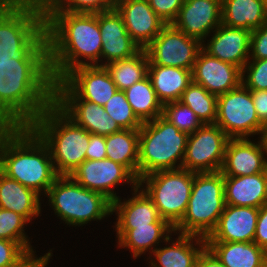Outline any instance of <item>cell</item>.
<instances>
[{
	"label": "cell",
	"instance_id": "6da1fadb",
	"mask_svg": "<svg viewBox=\"0 0 267 267\" xmlns=\"http://www.w3.org/2000/svg\"><path fill=\"white\" fill-rule=\"evenodd\" d=\"M44 25L54 82L76 67L97 65L102 48L98 13L44 11ZM81 56L90 63L78 60Z\"/></svg>",
	"mask_w": 267,
	"mask_h": 267
},
{
	"label": "cell",
	"instance_id": "7a4b0ae2",
	"mask_svg": "<svg viewBox=\"0 0 267 267\" xmlns=\"http://www.w3.org/2000/svg\"><path fill=\"white\" fill-rule=\"evenodd\" d=\"M53 102L49 60L0 62V118L29 126Z\"/></svg>",
	"mask_w": 267,
	"mask_h": 267
},
{
	"label": "cell",
	"instance_id": "3957f363",
	"mask_svg": "<svg viewBox=\"0 0 267 267\" xmlns=\"http://www.w3.org/2000/svg\"><path fill=\"white\" fill-rule=\"evenodd\" d=\"M49 60L44 8L0 1V62Z\"/></svg>",
	"mask_w": 267,
	"mask_h": 267
},
{
	"label": "cell",
	"instance_id": "277c9868",
	"mask_svg": "<svg viewBox=\"0 0 267 267\" xmlns=\"http://www.w3.org/2000/svg\"><path fill=\"white\" fill-rule=\"evenodd\" d=\"M1 172L39 195L42 190L47 194L59 176L48 146L30 126H22L8 141Z\"/></svg>",
	"mask_w": 267,
	"mask_h": 267
},
{
	"label": "cell",
	"instance_id": "5b68a950",
	"mask_svg": "<svg viewBox=\"0 0 267 267\" xmlns=\"http://www.w3.org/2000/svg\"><path fill=\"white\" fill-rule=\"evenodd\" d=\"M29 126L48 146L58 175H70L86 160L91 134L77 125L54 102Z\"/></svg>",
	"mask_w": 267,
	"mask_h": 267
},
{
	"label": "cell",
	"instance_id": "8992f818",
	"mask_svg": "<svg viewBox=\"0 0 267 267\" xmlns=\"http://www.w3.org/2000/svg\"><path fill=\"white\" fill-rule=\"evenodd\" d=\"M188 136L163 116L142 123L139 129L138 180L155 171L181 169Z\"/></svg>",
	"mask_w": 267,
	"mask_h": 267
},
{
	"label": "cell",
	"instance_id": "52a82bcc",
	"mask_svg": "<svg viewBox=\"0 0 267 267\" xmlns=\"http://www.w3.org/2000/svg\"><path fill=\"white\" fill-rule=\"evenodd\" d=\"M225 205L223 174L194 173L187 210L174 231L207 238L216 228Z\"/></svg>",
	"mask_w": 267,
	"mask_h": 267
},
{
	"label": "cell",
	"instance_id": "ba28073f",
	"mask_svg": "<svg viewBox=\"0 0 267 267\" xmlns=\"http://www.w3.org/2000/svg\"><path fill=\"white\" fill-rule=\"evenodd\" d=\"M46 195L55 214L67 224H87L112 213V202L107 197L84 188L70 175H59Z\"/></svg>",
	"mask_w": 267,
	"mask_h": 267
},
{
	"label": "cell",
	"instance_id": "9c48e42d",
	"mask_svg": "<svg viewBox=\"0 0 267 267\" xmlns=\"http://www.w3.org/2000/svg\"><path fill=\"white\" fill-rule=\"evenodd\" d=\"M194 181V172L185 169L160 170L141 177L138 185L146 182V194L152 199L162 219L173 228L187 210Z\"/></svg>",
	"mask_w": 267,
	"mask_h": 267
},
{
	"label": "cell",
	"instance_id": "30bf717a",
	"mask_svg": "<svg viewBox=\"0 0 267 267\" xmlns=\"http://www.w3.org/2000/svg\"><path fill=\"white\" fill-rule=\"evenodd\" d=\"M117 90L105 66L84 65L54 82V99H83L104 106Z\"/></svg>",
	"mask_w": 267,
	"mask_h": 267
},
{
	"label": "cell",
	"instance_id": "8fae6325",
	"mask_svg": "<svg viewBox=\"0 0 267 267\" xmlns=\"http://www.w3.org/2000/svg\"><path fill=\"white\" fill-rule=\"evenodd\" d=\"M215 124L230 139L248 138L256 133L263 137L265 131L254 108L251 91L242 83L231 91L218 95Z\"/></svg>",
	"mask_w": 267,
	"mask_h": 267
},
{
	"label": "cell",
	"instance_id": "7c38bea8",
	"mask_svg": "<svg viewBox=\"0 0 267 267\" xmlns=\"http://www.w3.org/2000/svg\"><path fill=\"white\" fill-rule=\"evenodd\" d=\"M229 139L216 124H204L188 136L182 169L194 173L220 171Z\"/></svg>",
	"mask_w": 267,
	"mask_h": 267
},
{
	"label": "cell",
	"instance_id": "4fadbf2b",
	"mask_svg": "<svg viewBox=\"0 0 267 267\" xmlns=\"http://www.w3.org/2000/svg\"><path fill=\"white\" fill-rule=\"evenodd\" d=\"M202 47V41L187 36L172 24H168L144 50L149 59L148 65L171 66L192 71Z\"/></svg>",
	"mask_w": 267,
	"mask_h": 267
},
{
	"label": "cell",
	"instance_id": "5bb4252c",
	"mask_svg": "<svg viewBox=\"0 0 267 267\" xmlns=\"http://www.w3.org/2000/svg\"><path fill=\"white\" fill-rule=\"evenodd\" d=\"M70 176L84 188L101 193L112 203L118 197L111 187L123 180L138 185V180L123 165L107 158L85 160Z\"/></svg>",
	"mask_w": 267,
	"mask_h": 267
},
{
	"label": "cell",
	"instance_id": "9a60e30c",
	"mask_svg": "<svg viewBox=\"0 0 267 267\" xmlns=\"http://www.w3.org/2000/svg\"><path fill=\"white\" fill-rule=\"evenodd\" d=\"M265 153L267 154V148L262 136L258 144L247 138L229 139L220 172L223 176H246L267 172Z\"/></svg>",
	"mask_w": 267,
	"mask_h": 267
},
{
	"label": "cell",
	"instance_id": "2e32d148",
	"mask_svg": "<svg viewBox=\"0 0 267 267\" xmlns=\"http://www.w3.org/2000/svg\"><path fill=\"white\" fill-rule=\"evenodd\" d=\"M242 70L228 62L214 58L201 50L192 70V81L209 93L221 95L238 87Z\"/></svg>",
	"mask_w": 267,
	"mask_h": 267
},
{
	"label": "cell",
	"instance_id": "e0dca14e",
	"mask_svg": "<svg viewBox=\"0 0 267 267\" xmlns=\"http://www.w3.org/2000/svg\"><path fill=\"white\" fill-rule=\"evenodd\" d=\"M121 15L130 37L145 49L166 26L147 0H125L114 7Z\"/></svg>",
	"mask_w": 267,
	"mask_h": 267
},
{
	"label": "cell",
	"instance_id": "ac0fdd59",
	"mask_svg": "<svg viewBox=\"0 0 267 267\" xmlns=\"http://www.w3.org/2000/svg\"><path fill=\"white\" fill-rule=\"evenodd\" d=\"M221 23V0H184L172 25L187 36L203 41Z\"/></svg>",
	"mask_w": 267,
	"mask_h": 267
},
{
	"label": "cell",
	"instance_id": "d6986e66",
	"mask_svg": "<svg viewBox=\"0 0 267 267\" xmlns=\"http://www.w3.org/2000/svg\"><path fill=\"white\" fill-rule=\"evenodd\" d=\"M259 208L226 204L216 228L206 241L253 242Z\"/></svg>",
	"mask_w": 267,
	"mask_h": 267
},
{
	"label": "cell",
	"instance_id": "ffe728a7",
	"mask_svg": "<svg viewBox=\"0 0 267 267\" xmlns=\"http://www.w3.org/2000/svg\"><path fill=\"white\" fill-rule=\"evenodd\" d=\"M216 29L207 48L204 46L202 50L208 55L233 64L242 70L250 58L251 31L243 28H231L222 23Z\"/></svg>",
	"mask_w": 267,
	"mask_h": 267
},
{
	"label": "cell",
	"instance_id": "44dd1931",
	"mask_svg": "<svg viewBox=\"0 0 267 267\" xmlns=\"http://www.w3.org/2000/svg\"><path fill=\"white\" fill-rule=\"evenodd\" d=\"M54 103L90 134L108 136L121 130L120 126L109 117L104 106L83 99H54Z\"/></svg>",
	"mask_w": 267,
	"mask_h": 267
},
{
	"label": "cell",
	"instance_id": "7402d4cb",
	"mask_svg": "<svg viewBox=\"0 0 267 267\" xmlns=\"http://www.w3.org/2000/svg\"><path fill=\"white\" fill-rule=\"evenodd\" d=\"M225 204L260 208L267 204V172L224 176Z\"/></svg>",
	"mask_w": 267,
	"mask_h": 267
},
{
	"label": "cell",
	"instance_id": "603a6c76",
	"mask_svg": "<svg viewBox=\"0 0 267 267\" xmlns=\"http://www.w3.org/2000/svg\"><path fill=\"white\" fill-rule=\"evenodd\" d=\"M133 188L135 197L124 203L118 198L112 203V212L116 211L118 214L116 229H134L149 226L151 223H168L160 217L157 207L144 189L136 195L140 186Z\"/></svg>",
	"mask_w": 267,
	"mask_h": 267
},
{
	"label": "cell",
	"instance_id": "cb8c5ba5",
	"mask_svg": "<svg viewBox=\"0 0 267 267\" xmlns=\"http://www.w3.org/2000/svg\"><path fill=\"white\" fill-rule=\"evenodd\" d=\"M225 267H267V252L254 242L206 241Z\"/></svg>",
	"mask_w": 267,
	"mask_h": 267
},
{
	"label": "cell",
	"instance_id": "d4e9b609",
	"mask_svg": "<svg viewBox=\"0 0 267 267\" xmlns=\"http://www.w3.org/2000/svg\"><path fill=\"white\" fill-rule=\"evenodd\" d=\"M148 77L159 101L164 105L179 101L192 82V71L171 66L148 65Z\"/></svg>",
	"mask_w": 267,
	"mask_h": 267
},
{
	"label": "cell",
	"instance_id": "484cf974",
	"mask_svg": "<svg viewBox=\"0 0 267 267\" xmlns=\"http://www.w3.org/2000/svg\"><path fill=\"white\" fill-rule=\"evenodd\" d=\"M222 24L249 31L267 21V5L262 0H221Z\"/></svg>",
	"mask_w": 267,
	"mask_h": 267
},
{
	"label": "cell",
	"instance_id": "4316f807",
	"mask_svg": "<svg viewBox=\"0 0 267 267\" xmlns=\"http://www.w3.org/2000/svg\"><path fill=\"white\" fill-rule=\"evenodd\" d=\"M39 194L0 171V208L22 215L27 221L40 213Z\"/></svg>",
	"mask_w": 267,
	"mask_h": 267
},
{
	"label": "cell",
	"instance_id": "83f0119b",
	"mask_svg": "<svg viewBox=\"0 0 267 267\" xmlns=\"http://www.w3.org/2000/svg\"><path fill=\"white\" fill-rule=\"evenodd\" d=\"M189 234H180L176 243H172L170 247H164L162 249L152 250L153 254L156 256V261L150 262L152 267H195L196 261L199 254L206 247V240L204 237ZM197 239L196 244L199 243L200 248L193 247L190 242L192 239ZM158 265V266H157Z\"/></svg>",
	"mask_w": 267,
	"mask_h": 267
},
{
	"label": "cell",
	"instance_id": "f1b7e54d",
	"mask_svg": "<svg viewBox=\"0 0 267 267\" xmlns=\"http://www.w3.org/2000/svg\"><path fill=\"white\" fill-rule=\"evenodd\" d=\"M139 129H121L106 136V158L123 165L138 180Z\"/></svg>",
	"mask_w": 267,
	"mask_h": 267
},
{
	"label": "cell",
	"instance_id": "f546056e",
	"mask_svg": "<svg viewBox=\"0 0 267 267\" xmlns=\"http://www.w3.org/2000/svg\"><path fill=\"white\" fill-rule=\"evenodd\" d=\"M124 93L134 114L142 123L162 116L163 104L157 98L148 76L125 89Z\"/></svg>",
	"mask_w": 267,
	"mask_h": 267
},
{
	"label": "cell",
	"instance_id": "4dcf8cb0",
	"mask_svg": "<svg viewBox=\"0 0 267 267\" xmlns=\"http://www.w3.org/2000/svg\"><path fill=\"white\" fill-rule=\"evenodd\" d=\"M148 63L147 53L141 49L132 57L99 66H105L117 89L124 91L148 76Z\"/></svg>",
	"mask_w": 267,
	"mask_h": 267
},
{
	"label": "cell",
	"instance_id": "1f68e13d",
	"mask_svg": "<svg viewBox=\"0 0 267 267\" xmlns=\"http://www.w3.org/2000/svg\"><path fill=\"white\" fill-rule=\"evenodd\" d=\"M121 247H129L134 257L140 256L149 247L159 243V239L166 233H171L174 228L169 223H151L149 226L134 229H116Z\"/></svg>",
	"mask_w": 267,
	"mask_h": 267
},
{
	"label": "cell",
	"instance_id": "d6a6232c",
	"mask_svg": "<svg viewBox=\"0 0 267 267\" xmlns=\"http://www.w3.org/2000/svg\"><path fill=\"white\" fill-rule=\"evenodd\" d=\"M218 96L193 81L184 90L180 102L187 105L203 124H215Z\"/></svg>",
	"mask_w": 267,
	"mask_h": 267
},
{
	"label": "cell",
	"instance_id": "836d02e7",
	"mask_svg": "<svg viewBox=\"0 0 267 267\" xmlns=\"http://www.w3.org/2000/svg\"><path fill=\"white\" fill-rule=\"evenodd\" d=\"M105 111L121 129H140L142 122L134 114L124 91L117 90L104 105Z\"/></svg>",
	"mask_w": 267,
	"mask_h": 267
},
{
	"label": "cell",
	"instance_id": "e575fe53",
	"mask_svg": "<svg viewBox=\"0 0 267 267\" xmlns=\"http://www.w3.org/2000/svg\"><path fill=\"white\" fill-rule=\"evenodd\" d=\"M162 116L188 135L204 125L196 114L180 101L164 104Z\"/></svg>",
	"mask_w": 267,
	"mask_h": 267
},
{
	"label": "cell",
	"instance_id": "d590c367",
	"mask_svg": "<svg viewBox=\"0 0 267 267\" xmlns=\"http://www.w3.org/2000/svg\"><path fill=\"white\" fill-rule=\"evenodd\" d=\"M26 222L22 215L0 208V239L18 242L27 252L32 251L23 233Z\"/></svg>",
	"mask_w": 267,
	"mask_h": 267
},
{
	"label": "cell",
	"instance_id": "8d00e7d4",
	"mask_svg": "<svg viewBox=\"0 0 267 267\" xmlns=\"http://www.w3.org/2000/svg\"><path fill=\"white\" fill-rule=\"evenodd\" d=\"M113 8L114 6L108 0H51L44 7V11L98 13Z\"/></svg>",
	"mask_w": 267,
	"mask_h": 267
},
{
	"label": "cell",
	"instance_id": "74e56055",
	"mask_svg": "<svg viewBox=\"0 0 267 267\" xmlns=\"http://www.w3.org/2000/svg\"><path fill=\"white\" fill-rule=\"evenodd\" d=\"M98 24L102 40L132 39L115 8L98 12Z\"/></svg>",
	"mask_w": 267,
	"mask_h": 267
},
{
	"label": "cell",
	"instance_id": "f35d334b",
	"mask_svg": "<svg viewBox=\"0 0 267 267\" xmlns=\"http://www.w3.org/2000/svg\"><path fill=\"white\" fill-rule=\"evenodd\" d=\"M141 48L133 39L102 40L101 56L111 62L136 55Z\"/></svg>",
	"mask_w": 267,
	"mask_h": 267
},
{
	"label": "cell",
	"instance_id": "ab89813d",
	"mask_svg": "<svg viewBox=\"0 0 267 267\" xmlns=\"http://www.w3.org/2000/svg\"><path fill=\"white\" fill-rule=\"evenodd\" d=\"M245 69H248L249 75L244 80ZM241 83L249 90H267V59L253 60L248 65L246 63L242 68Z\"/></svg>",
	"mask_w": 267,
	"mask_h": 267
},
{
	"label": "cell",
	"instance_id": "60d3db41",
	"mask_svg": "<svg viewBox=\"0 0 267 267\" xmlns=\"http://www.w3.org/2000/svg\"><path fill=\"white\" fill-rule=\"evenodd\" d=\"M156 15L163 20L166 25L172 24L178 17L180 8L184 0H147Z\"/></svg>",
	"mask_w": 267,
	"mask_h": 267
},
{
	"label": "cell",
	"instance_id": "b9f144b4",
	"mask_svg": "<svg viewBox=\"0 0 267 267\" xmlns=\"http://www.w3.org/2000/svg\"><path fill=\"white\" fill-rule=\"evenodd\" d=\"M27 251L18 243L0 239V267H9L19 261Z\"/></svg>",
	"mask_w": 267,
	"mask_h": 267
},
{
	"label": "cell",
	"instance_id": "7bdbcfd3",
	"mask_svg": "<svg viewBox=\"0 0 267 267\" xmlns=\"http://www.w3.org/2000/svg\"><path fill=\"white\" fill-rule=\"evenodd\" d=\"M250 49L252 60L267 59V21L251 32Z\"/></svg>",
	"mask_w": 267,
	"mask_h": 267
},
{
	"label": "cell",
	"instance_id": "ee69618b",
	"mask_svg": "<svg viewBox=\"0 0 267 267\" xmlns=\"http://www.w3.org/2000/svg\"><path fill=\"white\" fill-rule=\"evenodd\" d=\"M22 127V125L12 119L0 118V171L2 168L3 152L8 141Z\"/></svg>",
	"mask_w": 267,
	"mask_h": 267
},
{
	"label": "cell",
	"instance_id": "f6af8a7d",
	"mask_svg": "<svg viewBox=\"0 0 267 267\" xmlns=\"http://www.w3.org/2000/svg\"><path fill=\"white\" fill-rule=\"evenodd\" d=\"M106 158V136L90 135L86 150V160H102Z\"/></svg>",
	"mask_w": 267,
	"mask_h": 267
},
{
	"label": "cell",
	"instance_id": "bcb514c9",
	"mask_svg": "<svg viewBox=\"0 0 267 267\" xmlns=\"http://www.w3.org/2000/svg\"><path fill=\"white\" fill-rule=\"evenodd\" d=\"M253 242L267 252V204L259 208Z\"/></svg>",
	"mask_w": 267,
	"mask_h": 267
},
{
	"label": "cell",
	"instance_id": "7dc6e473",
	"mask_svg": "<svg viewBox=\"0 0 267 267\" xmlns=\"http://www.w3.org/2000/svg\"><path fill=\"white\" fill-rule=\"evenodd\" d=\"M260 123L267 127V90H250Z\"/></svg>",
	"mask_w": 267,
	"mask_h": 267
},
{
	"label": "cell",
	"instance_id": "c3c4849f",
	"mask_svg": "<svg viewBox=\"0 0 267 267\" xmlns=\"http://www.w3.org/2000/svg\"><path fill=\"white\" fill-rule=\"evenodd\" d=\"M33 252V250L27 252L19 261L9 267H45L52 256L51 252H48L46 255L35 259Z\"/></svg>",
	"mask_w": 267,
	"mask_h": 267
},
{
	"label": "cell",
	"instance_id": "681fc988",
	"mask_svg": "<svg viewBox=\"0 0 267 267\" xmlns=\"http://www.w3.org/2000/svg\"><path fill=\"white\" fill-rule=\"evenodd\" d=\"M195 267H225L217 257L205 247L199 254Z\"/></svg>",
	"mask_w": 267,
	"mask_h": 267
},
{
	"label": "cell",
	"instance_id": "f907efd6",
	"mask_svg": "<svg viewBox=\"0 0 267 267\" xmlns=\"http://www.w3.org/2000/svg\"><path fill=\"white\" fill-rule=\"evenodd\" d=\"M0 1L12 4H34L44 8L51 0H0Z\"/></svg>",
	"mask_w": 267,
	"mask_h": 267
},
{
	"label": "cell",
	"instance_id": "816d5d0a",
	"mask_svg": "<svg viewBox=\"0 0 267 267\" xmlns=\"http://www.w3.org/2000/svg\"><path fill=\"white\" fill-rule=\"evenodd\" d=\"M108 1L115 7L117 4L125 0H108Z\"/></svg>",
	"mask_w": 267,
	"mask_h": 267
},
{
	"label": "cell",
	"instance_id": "f5cc1de1",
	"mask_svg": "<svg viewBox=\"0 0 267 267\" xmlns=\"http://www.w3.org/2000/svg\"><path fill=\"white\" fill-rule=\"evenodd\" d=\"M263 139H264V142H265L266 148H267V127L265 128V131H264V134H263Z\"/></svg>",
	"mask_w": 267,
	"mask_h": 267
}]
</instances>
